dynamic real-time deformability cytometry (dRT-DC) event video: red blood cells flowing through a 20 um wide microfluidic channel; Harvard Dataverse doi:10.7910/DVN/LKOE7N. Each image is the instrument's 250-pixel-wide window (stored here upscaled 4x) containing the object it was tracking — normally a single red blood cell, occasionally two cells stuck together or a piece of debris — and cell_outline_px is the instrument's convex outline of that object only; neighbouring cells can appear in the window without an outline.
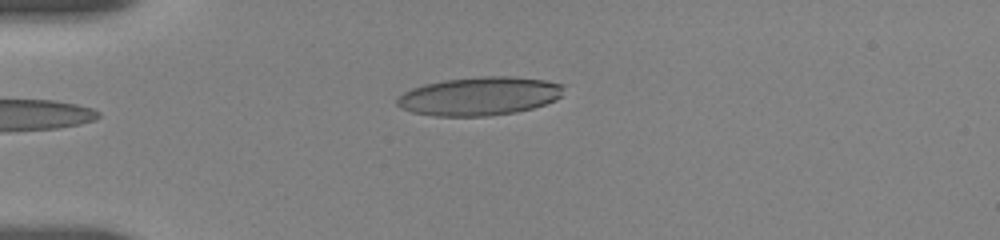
{"species": "human", "species_latin": "Homo sapiens", "temperature_condition": "room temperature", "stored_images_in_passage": 11, "camera_frame_rate_fps": 3000, "um_per_image_px": 0.085, "donor": {"sex": "female"}, "frame": {"image": 1, "passage_image": 11, "time_ms": 4.333, "image_size_px": [1000, 240], "cell_outline_px": [[564, 88], [560, 96], [556, 100], [532, 108], [516, 112], [488, 116], [432, 116], [412, 112], [400, 108], [396, 104], [396, 100], [404, 92], [412, 88], [424, 84], [444, 80], [484, 76], [512, 76], [544, 80], [564, 84]], "centroid_in_image_um": [40.74, 8.17], "position_along_channel_um": 44.3, "area_um2": 37.45}}